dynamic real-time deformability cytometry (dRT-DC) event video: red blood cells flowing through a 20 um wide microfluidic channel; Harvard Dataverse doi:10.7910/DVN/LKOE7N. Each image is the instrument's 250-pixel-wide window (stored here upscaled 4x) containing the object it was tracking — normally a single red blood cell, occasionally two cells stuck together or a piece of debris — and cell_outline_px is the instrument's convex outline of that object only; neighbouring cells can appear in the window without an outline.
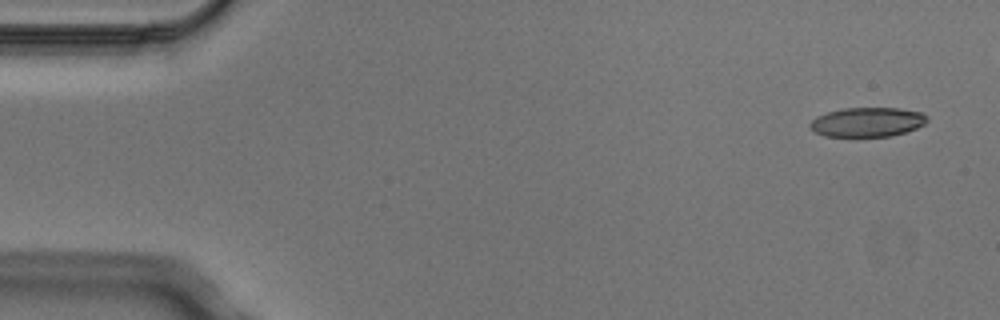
{"species": "Egyptian fruit bat (a non-hibernating species)", "species_latin": "Rousettus aegyptiacus", "temperature_condition": "cold", "stored_images_in_passage": 5, "camera_frame_rate_fps": 3000, "um_per_image_px": 0.085, "animal": {"sex": "male"}, "frame": {"image": 1, "passage_image": 1, "time_ms": 0.0, "image_size_px": [1000, 320], "cell_outline_px": [[928, 120], [924, 124], [916, 128], [892, 136], [824, 136], [816, 132], [808, 124], [816, 116], [828, 112], [844, 108], [900, 108], [924, 112], [928, 116]], "centroid_in_image_um": [73.76, 10.36], "position_along_channel_um": 11.2, "area_um2": 20.06}}